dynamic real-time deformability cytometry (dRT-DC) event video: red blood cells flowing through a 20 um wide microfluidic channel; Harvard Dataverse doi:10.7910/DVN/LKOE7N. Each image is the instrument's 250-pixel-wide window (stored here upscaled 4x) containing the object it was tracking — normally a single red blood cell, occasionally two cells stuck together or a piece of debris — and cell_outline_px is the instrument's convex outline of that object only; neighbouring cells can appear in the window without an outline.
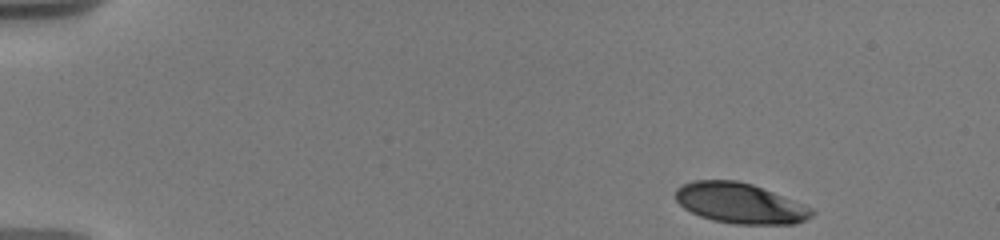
{"species": "human", "species_latin": "Homo sapiens", "temperature_condition": "warm", "stored_images_in_passage": 23, "camera_frame_rate_fps": 3000, "um_per_image_px": 0.085, "donor": {"sex": "male"}, "frame": {"image": 1, "passage_image": 1, "time_ms": 0.0, "image_size_px": [1000, 240], "cell_outline_px": [[816, 212], [812, 216], [804, 220], [792, 224], [732, 224], [712, 220], [700, 216], [684, 208], [676, 200], [676, 188], [692, 180], [736, 180], [752, 184], [812, 208]], "centroid_in_image_um": [62.88, 17.28], "position_along_channel_um": 22.1, "area_um2": 31.85}}
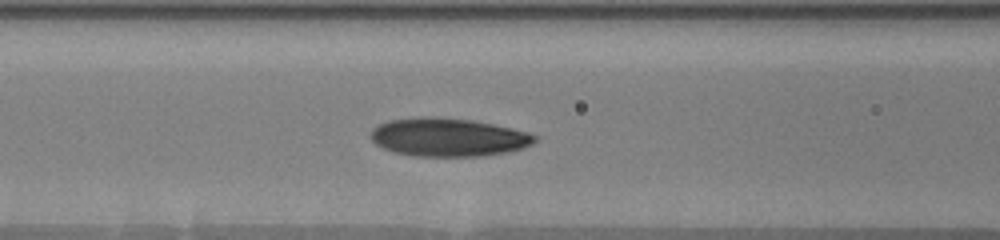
{"frame": {"image": 2, "passage_image": 15, "time_ms": 6.0, "image_size_px": [1000, 240], "cell_outline_px": [[540, 136], [532, 144], [524, 148], [508, 152], [476, 156], [416, 156], [392, 152], [376, 144], [368, 136], [372, 128], [388, 120], [424, 116], [428, 116], [472, 120], [512, 128], [528, 132]], "centroid_in_image_um": [38.09, 11.66], "position_along_channel_um": 128.5, "area_um2": 36.82}}
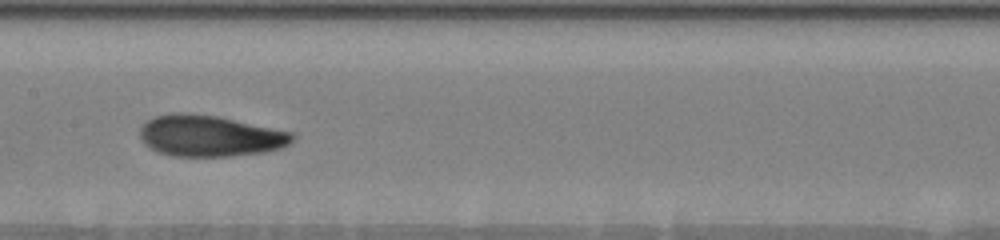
{"frame": {"image": 3, "passage_image": 22, "time_ms": 7.667, "image_size_px": [1000, 240], "cell_outline_px": [[296, 136], [288, 144], [280, 148], [264, 152], [232, 156], [172, 156], [156, 152], [144, 144], [140, 136], [140, 128], [148, 120], [156, 116], [172, 112], [184, 112], [220, 116], [292, 132]], "centroid_in_image_um": [17.82, 11.54], "position_along_channel_um": 189.6, "area_um2": 36.88}}